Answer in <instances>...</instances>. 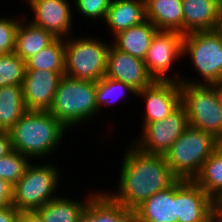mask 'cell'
I'll return each mask as SVG.
<instances>
[{
    "label": "cell",
    "mask_w": 222,
    "mask_h": 222,
    "mask_svg": "<svg viewBox=\"0 0 222 222\" xmlns=\"http://www.w3.org/2000/svg\"><path fill=\"white\" fill-rule=\"evenodd\" d=\"M125 149L117 190H106V193L124 207L135 210L152 195L171 186L177 178L164 155L144 153L132 144Z\"/></svg>",
    "instance_id": "6da1fadb"
},
{
    "label": "cell",
    "mask_w": 222,
    "mask_h": 222,
    "mask_svg": "<svg viewBox=\"0 0 222 222\" xmlns=\"http://www.w3.org/2000/svg\"><path fill=\"white\" fill-rule=\"evenodd\" d=\"M69 130L49 111L27 110L9 130L12 147L15 151L43 162L61 145Z\"/></svg>",
    "instance_id": "7a4b0ae2"
},
{
    "label": "cell",
    "mask_w": 222,
    "mask_h": 222,
    "mask_svg": "<svg viewBox=\"0 0 222 222\" xmlns=\"http://www.w3.org/2000/svg\"><path fill=\"white\" fill-rule=\"evenodd\" d=\"M49 112L71 131L94 119L98 113L96 82L62 76Z\"/></svg>",
    "instance_id": "3957f363"
},
{
    "label": "cell",
    "mask_w": 222,
    "mask_h": 222,
    "mask_svg": "<svg viewBox=\"0 0 222 222\" xmlns=\"http://www.w3.org/2000/svg\"><path fill=\"white\" fill-rule=\"evenodd\" d=\"M33 163L27 166L22 178L13 186L12 205L19 211H37L59 196L61 172L56 164ZM57 166V167H56Z\"/></svg>",
    "instance_id": "277c9868"
},
{
    "label": "cell",
    "mask_w": 222,
    "mask_h": 222,
    "mask_svg": "<svg viewBox=\"0 0 222 222\" xmlns=\"http://www.w3.org/2000/svg\"><path fill=\"white\" fill-rule=\"evenodd\" d=\"M218 139L189 126L164 154L177 179L194 180L209 156L215 151Z\"/></svg>",
    "instance_id": "5b68a950"
},
{
    "label": "cell",
    "mask_w": 222,
    "mask_h": 222,
    "mask_svg": "<svg viewBox=\"0 0 222 222\" xmlns=\"http://www.w3.org/2000/svg\"><path fill=\"white\" fill-rule=\"evenodd\" d=\"M182 56H189L199 80L182 75L180 83L212 85L222 80V40L213 30L184 34Z\"/></svg>",
    "instance_id": "8992f818"
},
{
    "label": "cell",
    "mask_w": 222,
    "mask_h": 222,
    "mask_svg": "<svg viewBox=\"0 0 222 222\" xmlns=\"http://www.w3.org/2000/svg\"><path fill=\"white\" fill-rule=\"evenodd\" d=\"M101 40L92 35L65 38V75L93 82L101 80L105 76L111 45Z\"/></svg>",
    "instance_id": "52a82bcc"
},
{
    "label": "cell",
    "mask_w": 222,
    "mask_h": 222,
    "mask_svg": "<svg viewBox=\"0 0 222 222\" xmlns=\"http://www.w3.org/2000/svg\"><path fill=\"white\" fill-rule=\"evenodd\" d=\"M181 104L189 126L222 139V107L212 85L181 83Z\"/></svg>",
    "instance_id": "ba28073f"
},
{
    "label": "cell",
    "mask_w": 222,
    "mask_h": 222,
    "mask_svg": "<svg viewBox=\"0 0 222 222\" xmlns=\"http://www.w3.org/2000/svg\"><path fill=\"white\" fill-rule=\"evenodd\" d=\"M183 37L184 34L177 31L158 30L156 32L143 60L147 73L153 80L180 82V71L175 73L173 71V76L170 73L173 62L183 57Z\"/></svg>",
    "instance_id": "9c48e42d"
},
{
    "label": "cell",
    "mask_w": 222,
    "mask_h": 222,
    "mask_svg": "<svg viewBox=\"0 0 222 222\" xmlns=\"http://www.w3.org/2000/svg\"><path fill=\"white\" fill-rule=\"evenodd\" d=\"M140 135L132 145L148 154L164 155L179 136L189 127L185 107L180 104L164 119L142 123Z\"/></svg>",
    "instance_id": "30bf717a"
},
{
    "label": "cell",
    "mask_w": 222,
    "mask_h": 222,
    "mask_svg": "<svg viewBox=\"0 0 222 222\" xmlns=\"http://www.w3.org/2000/svg\"><path fill=\"white\" fill-rule=\"evenodd\" d=\"M178 222H212L220 207L193 180H176Z\"/></svg>",
    "instance_id": "8fae6325"
},
{
    "label": "cell",
    "mask_w": 222,
    "mask_h": 222,
    "mask_svg": "<svg viewBox=\"0 0 222 222\" xmlns=\"http://www.w3.org/2000/svg\"><path fill=\"white\" fill-rule=\"evenodd\" d=\"M68 1L24 0L30 7V11L34 13L30 20L32 24L51 32L56 38L64 39L73 35L71 31H73L74 8L73 4Z\"/></svg>",
    "instance_id": "7c38bea8"
},
{
    "label": "cell",
    "mask_w": 222,
    "mask_h": 222,
    "mask_svg": "<svg viewBox=\"0 0 222 222\" xmlns=\"http://www.w3.org/2000/svg\"><path fill=\"white\" fill-rule=\"evenodd\" d=\"M143 99L142 123L164 119L181 104V83L177 81H156L136 94ZM145 104V105H144Z\"/></svg>",
    "instance_id": "4fadbf2b"
},
{
    "label": "cell",
    "mask_w": 222,
    "mask_h": 222,
    "mask_svg": "<svg viewBox=\"0 0 222 222\" xmlns=\"http://www.w3.org/2000/svg\"><path fill=\"white\" fill-rule=\"evenodd\" d=\"M105 77L122 81L136 92L154 81L147 73L143 59L117 49L112 43L108 50Z\"/></svg>",
    "instance_id": "5bb4252c"
},
{
    "label": "cell",
    "mask_w": 222,
    "mask_h": 222,
    "mask_svg": "<svg viewBox=\"0 0 222 222\" xmlns=\"http://www.w3.org/2000/svg\"><path fill=\"white\" fill-rule=\"evenodd\" d=\"M61 77L48 70H25L22 86L26 110L49 111Z\"/></svg>",
    "instance_id": "9a60e30c"
},
{
    "label": "cell",
    "mask_w": 222,
    "mask_h": 222,
    "mask_svg": "<svg viewBox=\"0 0 222 222\" xmlns=\"http://www.w3.org/2000/svg\"><path fill=\"white\" fill-rule=\"evenodd\" d=\"M135 222H178L176 181L157 192L134 210Z\"/></svg>",
    "instance_id": "2e32d148"
},
{
    "label": "cell",
    "mask_w": 222,
    "mask_h": 222,
    "mask_svg": "<svg viewBox=\"0 0 222 222\" xmlns=\"http://www.w3.org/2000/svg\"><path fill=\"white\" fill-rule=\"evenodd\" d=\"M79 222H135L134 210L113 200L105 190H98L90 198Z\"/></svg>",
    "instance_id": "e0dca14e"
},
{
    "label": "cell",
    "mask_w": 222,
    "mask_h": 222,
    "mask_svg": "<svg viewBox=\"0 0 222 222\" xmlns=\"http://www.w3.org/2000/svg\"><path fill=\"white\" fill-rule=\"evenodd\" d=\"M221 5L219 0H182L183 34L213 30Z\"/></svg>",
    "instance_id": "ac0fdd59"
},
{
    "label": "cell",
    "mask_w": 222,
    "mask_h": 222,
    "mask_svg": "<svg viewBox=\"0 0 222 222\" xmlns=\"http://www.w3.org/2000/svg\"><path fill=\"white\" fill-rule=\"evenodd\" d=\"M145 20V0H111L103 23L112 32V39L119 32L138 25Z\"/></svg>",
    "instance_id": "d6986e66"
},
{
    "label": "cell",
    "mask_w": 222,
    "mask_h": 222,
    "mask_svg": "<svg viewBox=\"0 0 222 222\" xmlns=\"http://www.w3.org/2000/svg\"><path fill=\"white\" fill-rule=\"evenodd\" d=\"M157 31L156 26L146 19L140 24L116 34L111 43L117 49L144 60Z\"/></svg>",
    "instance_id": "ffe728a7"
},
{
    "label": "cell",
    "mask_w": 222,
    "mask_h": 222,
    "mask_svg": "<svg viewBox=\"0 0 222 222\" xmlns=\"http://www.w3.org/2000/svg\"><path fill=\"white\" fill-rule=\"evenodd\" d=\"M25 16L26 14L23 15L19 22L14 50L24 61L40 52L56 39L51 32L32 24Z\"/></svg>",
    "instance_id": "44dd1931"
},
{
    "label": "cell",
    "mask_w": 222,
    "mask_h": 222,
    "mask_svg": "<svg viewBox=\"0 0 222 222\" xmlns=\"http://www.w3.org/2000/svg\"><path fill=\"white\" fill-rule=\"evenodd\" d=\"M145 10L158 30L183 33L182 0H145Z\"/></svg>",
    "instance_id": "7402d4cb"
},
{
    "label": "cell",
    "mask_w": 222,
    "mask_h": 222,
    "mask_svg": "<svg viewBox=\"0 0 222 222\" xmlns=\"http://www.w3.org/2000/svg\"><path fill=\"white\" fill-rule=\"evenodd\" d=\"M95 191L98 190L91 192L84 200L59 195L40 207L37 212L42 217L43 222H79L90 198L96 193Z\"/></svg>",
    "instance_id": "603a6c76"
},
{
    "label": "cell",
    "mask_w": 222,
    "mask_h": 222,
    "mask_svg": "<svg viewBox=\"0 0 222 222\" xmlns=\"http://www.w3.org/2000/svg\"><path fill=\"white\" fill-rule=\"evenodd\" d=\"M23 86L0 87V129L9 131L26 112Z\"/></svg>",
    "instance_id": "cb8c5ba5"
},
{
    "label": "cell",
    "mask_w": 222,
    "mask_h": 222,
    "mask_svg": "<svg viewBox=\"0 0 222 222\" xmlns=\"http://www.w3.org/2000/svg\"><path fill=\"white\" fill-rule=\"evenodd\" d=\"M25 70H48L65 75V39L56 38L50 45L25 61Z\"/></svg>",
    "instance_id": "d4e9b609"
},
{
    "label": "cell",
    "mask_w": 222,
    "mask_h": 222,
    "mask_svg": "<svg viewBox=\"0 0 222 222\" xmlns=\"http://www.w3.org/2000/svg\"><path fill=\"white\" fill-rule=\"evenodd\" d=\"M220 207L222 205V159L214 151L193 180Z\"/></svg>",
    "instance_id": "484cf974"
},
{
    "label": "cell",
    "mask_w": 222,
    "mask_h": 222,
    "mask_svg": "<svg viewBox=\"0 0 222 222\" xmlns=\"http://www.w3.org/2000/svg\"><path fill=\"white\" fill-rule=\"evenodd\" d=\"M126 94L136 96L137 92L122 81L113 80L105 76L101 80L96 81V105L98 112L102 110L103 107L111 106L121 98H126Z\"/></svg>",
    "instance_id": "4316f807"
},
{
    "label": "cell",
    "mask_w": 222,
    "mask_h": 222,
    "mask_svg": "<svg viewBox=\"0 0 222 222\" xmlns=\"http://www.w3.org/2000/svg\"><path fill=\"white\" fill-rule=\"evenodd\" d=\"M25 61L15 52L0 55V87L23 85Z\"/></svg>",
    "instance_id": "83f0119b"
},
{
    "label": "cell",
    "mask_w": 222,
    "mask_h": 222,
    "mask_svg": "<svg viewBox=\"0 0 222 222\" xmlns=\"http://www.w3.org/2000/svg\"><path fill=\"white\" fill-rule=\"evenodd\" d=\"M31 160L14 149L0 158V179L14 186L24 175Z\"/></svg>",
    "instance_id": "f1b7e54d"
},
{
    "label": "cell",
    "mask_w": 222,
    "mask_h": 222,
    "mask_svg": "<svg viewBox=\"0 0 222 222\" xmlns=\"http://www.w3.org/2000/svg\"><path fill=\"white\" fill-rule=\"evenodd\" d=\"M20 16H15V18L12 16L0 17V55L14 52L16 32L23 17Z\"/></svg>",
    "instance_id": "f546056e"
},
{
    "label": "cell",
    "mask_w": 222,
    "mask_h": 222,
    "mask_svg": "<svg viewBox=\"0 0 222 222\" xmlns=\"http://www.w3.org/2000/svg\"><path fill=\"white\" fill-rule=\"evenodd\" d=\"M110 2L111 0H74V9H76L74 13L81 14L79 18L83 16L88 19L87 21L92 19L93 23H95L94 19L99 22L102 21L103 25Z\"/></svg>",
    "instance_id": "4dcf8cb0"
},
{
    "label": "cell",
    "mask_w": 222,
    "mask_h": 222,
    "mask_svg": "<svg viewBox=\"0 0 222 222\" xmlns=\"http://www.w3.org/2000/svg\"><path fill=\"white\" fill-rule=\"evenodd\" d=\"M13 201V186L0 179V209L9 207Z\"/></svg>",
    "instance_id": "1f68e13d"
},
{
    "label": "cell",
    "mask_w": 222,
    "mask_h": 222,
    "mask_svg": "<svg viewBox=\"0 0 222 222\" xmlns=\"http://www.w3.org/2000/svg\"><path fill=\"white\" fill-rule=\"evenodd\" d=\"M20 211L13 205L0 209V222H17Z\"/></svg>",
    "instance_id": "d6a6232c"
},
{
    "label": "cell",
    "mask_w": 222,
    "mask_h": 222,
    "mask_svg": "<svg viewBox=\"0 0 222 222\" xmlns=\"http://www.w3.org/2000/svg\"><path fill=\"white\" fill-rule=\"evenodd\" d=\"M13 150L9 131H0V158Z\"/></svg>",
    "instance_id": "836d02e7"
},
{
    "label": "cell",
    "mask_w": 222,
    "mask_h": 222,
    "mask_svg": "<svg viewBox=\"0 0 222 222\" xmlns=\"http://www.w3.org/2000/svg\"><path fill=\"white\" fill-rule=\"evenodd\" d=\"M17 222H43L37 211H20Z\"/></svg>",
    "instance_id": "e575fe53"
},
{
    "label": "cell",
    "mask_w": 222,
    "mask_h": 222,
    "mask_svg": "<svg viewBox=\"0 0 222 222\" xmlns=\"http://www.w3.org/2000/svg\"><path fill=\"white\" fill-rule=\"evenodd\" d=\"M213 31L222 40V5L220 7V10H219V13H218V17H217V20H216V24H215V27H214Z\"/></svg>",
    "instance_id": "d590c367"
},
{
    "label": "cell",
    "mask_w": 222,
    "mask_h": 222,
    "mask_svg": "<svg viewBox=\"0 0 222 222\" xmlns=\"http://www.w3.org/2000/svg\"><path fill=\"white\" fill-rule=\"evenodd\" d=\"M212 86L216 90L217 97H218L220 105L222 107V80L218 81L217 83L212 84Z\"/></svg>",
    "instance_id": "8d00e7d4"
},
{
    "label": "cell",
    "mask_w": 222,
    "mask_h": 222,
    "mask_svg": "<svg viewBox=\"0 0 222 222\" xmlns=\"http://www.w3.org/2000/svg\"><path fill=\"white\" fill-rule=\"evenodd\" d=\"M215 152L221 157L222 159V139H218L215 145Z\"/></svg>",
    "instance_id": "74e56055"
},
{
    "label": "cell",
    "mask_w": 222,
    "mask_h": 222,
    "mask_svg": "<svg viewBox=\"0 0 222 222\" xmlns=\"http://www.w3.org/2000/svg\"><path fill=\"white\" fill-rule=\"evenodd\" d=\"M212 222H222V212L219 211L214 217Z\"/></svg>",
    "instance_id": "f35d334b"
}]
</instances>
